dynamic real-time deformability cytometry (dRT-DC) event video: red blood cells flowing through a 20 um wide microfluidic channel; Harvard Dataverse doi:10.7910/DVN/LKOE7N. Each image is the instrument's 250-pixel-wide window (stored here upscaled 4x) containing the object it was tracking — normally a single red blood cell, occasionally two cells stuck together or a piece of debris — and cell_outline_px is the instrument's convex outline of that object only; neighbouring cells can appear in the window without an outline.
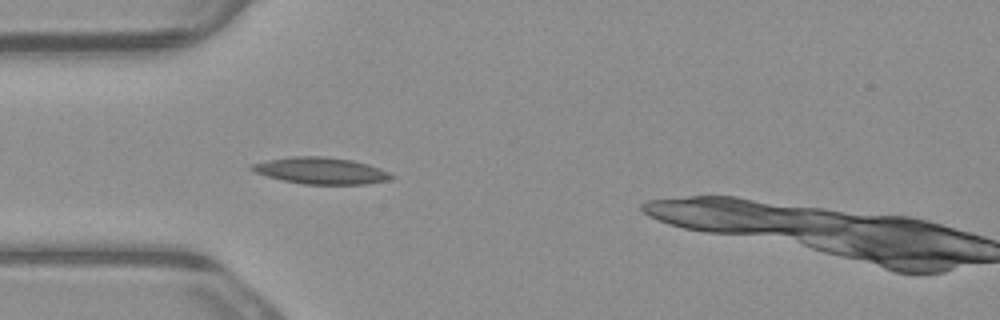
{"species": "common noctule bat (a hibernating species)", "species_latin": "Nyctalus noctula", "temperature_condition": "warm", "stored_images_in_passage": 4, "camera_frame_rate_fps": 3000, "um_per_image_px": 0.085, "animal": {"sex": "male", "body_mass_g": 23.1, "forearm_length_mm": 52.7}, "frame": {"image": 1, "passage_image": 3, "time_ms": 0.667, "image_size_px": [1000, 320], "cell_outline_px": [[396, 176], [388, 180], [364, 184], [304, 184], [284, 180], [268, 176], [256, 172], [248, 168], [252, 164], [268, 160], [292, 156], [324, 156], [352, 160], [368, 164], [380, 168]], "centroid_in_image_um": [27.3, 14.5], "position_along_channel_um": 57.7, "area_um2": 21.44}}